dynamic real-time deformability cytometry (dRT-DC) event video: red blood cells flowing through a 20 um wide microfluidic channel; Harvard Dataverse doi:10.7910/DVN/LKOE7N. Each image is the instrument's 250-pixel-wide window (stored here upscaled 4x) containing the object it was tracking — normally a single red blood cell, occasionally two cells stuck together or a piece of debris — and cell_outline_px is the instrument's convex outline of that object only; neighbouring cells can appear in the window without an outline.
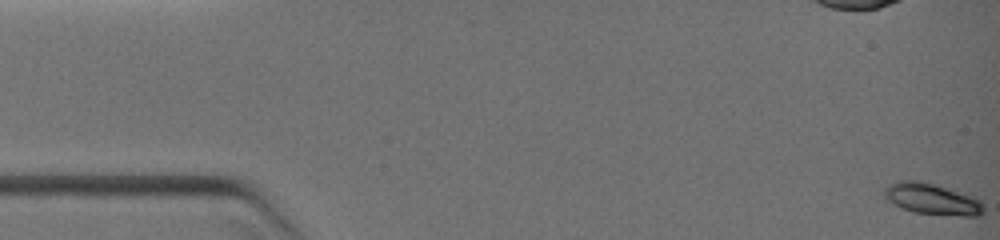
{"species": "common noctule bat (a hibernating species)", "species_latin": "Nyctalus noctula", "temperature_condition": "warm", "stored_images_in_passage": 25, "camera_frame_rate_fps": 3000, "um_per_image_px": 0.085, "animal": {"sex": "female", "body_mass_g": 19.0, "forearm_length_mm": 51.5}, "frame": {"image": 1, "passage_image": 1, "time_ms": 0.0, "image_size_px": [1000, 240], "cell_outline_px": [[984, 212], [980, 216], [960, 216], [916, 212], [904, 208], [884, 200], [880, 192], [888, 184], [900, 180], [916, 180], [932, 184], [976, 196], [984, 204]], "centroid_in_image_um": [79.21, 16.91], "position_along_channel_um": 5.8, "area_um2": 18.32}}
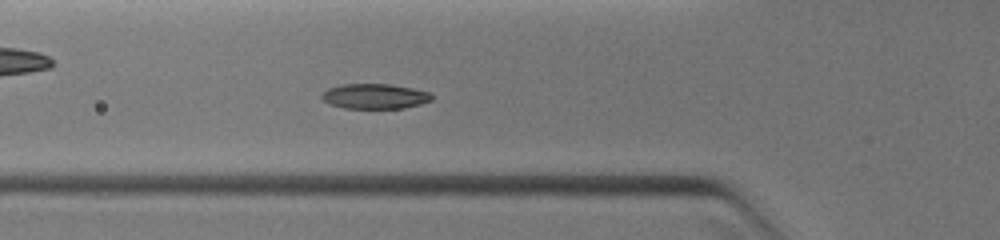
{"frame": {"image": 2, "passage_image": 19, "time_ms": 4.333, "image_size_px": [1000, 240], "cell_outline_px": [[432, 100], [420, 104], [404, 108], [344, 108], [328, 104], [320, 96], [328, 88], [344, 84], [392, 84], [412, 88], [428, 92], [432, 96]], "centroid_in_image_um": [31.84, 8.18], "position_along_channel_um": 94.0, "area_um2": 16.01}}
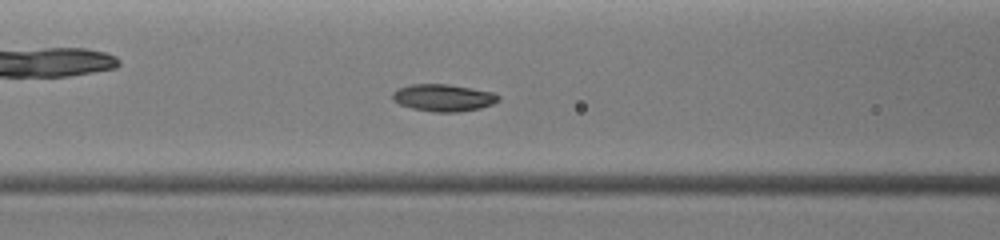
{"frame": {"image": 3, "passage_image": 22, "time_ms": 5.0, "image_size_px": [1000, 240], "cell_outline_px": [[500, 100], [492, 104], [480, 108], [460, 112], [436, 112], [412, 108], [400, 104], [392, 96], [392, 92], [400, 88], [412, 84], [448, 84], [472, 88], [492, 92], [500, 96]], "centroid_in_image_um": [37.73, 8.3], "position_along_channel_um": 128.9, "area_um2": 16.59}}